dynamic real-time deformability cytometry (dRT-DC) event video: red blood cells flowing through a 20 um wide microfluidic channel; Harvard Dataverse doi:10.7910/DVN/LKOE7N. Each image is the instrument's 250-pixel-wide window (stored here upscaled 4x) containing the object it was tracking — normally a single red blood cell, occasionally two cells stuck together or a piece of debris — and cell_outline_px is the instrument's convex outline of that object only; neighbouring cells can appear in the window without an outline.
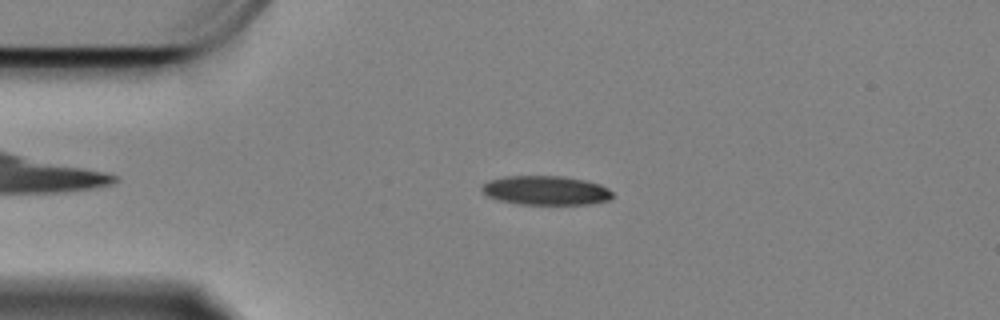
{"species": "Egyptian fruit bat (a non-hibernating species)", "species_latin": "Rousettus aegyptiacus", "temperature_condition": "cold", "stored_images_in_passage": 52, "camera_frame_rate_fps": 3000, "um_per_image_px": 0.085, "animal": {"sex": "female"}, "frame": {"image": 1, "passage_image": 13, "time_ms": 4.0, "image_size_px": [1000, 320], "cell_outline_px": [[612, 196], [608, 200], [588, 204], [520, 204], [500, 200], [488, 196], [480, 188], [488, 180], [504, 176], [564, 176], [584, 180], [600, 184], [608, 188], [612, 192]], "centroid_in_image_um": [46.39, 16.17], "position_along_channel_um": 38.6, "area_um2": 22.08}}
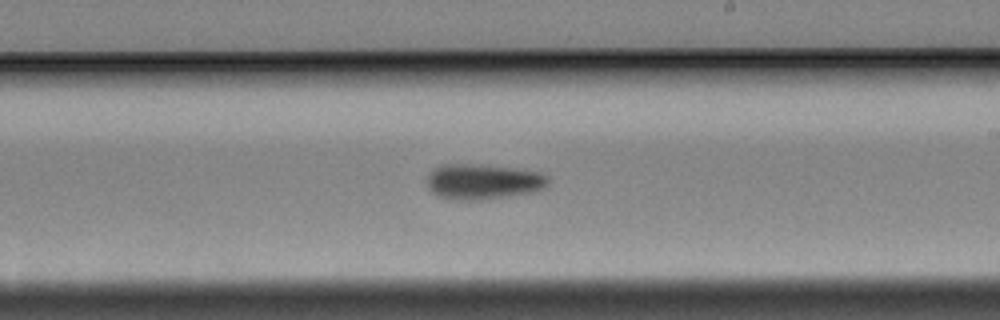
{"frame": {"image": 2, "passage_image": 34, "time_ms": 11.0, "image_size_px": [1000, 320], "cell_outline_px": [[548, 180], [544, 188], [536, 192], [480, 200], [452, 200], [436, 196], [428, 188], [428, 172], [444, 164], [468, 164], [508, 168], [540, 172], [548, 176]], "centroid_in_image_um": [41.03, 15.46], "position_along_channel_um": 248.0, "area_um2": 24.85}}
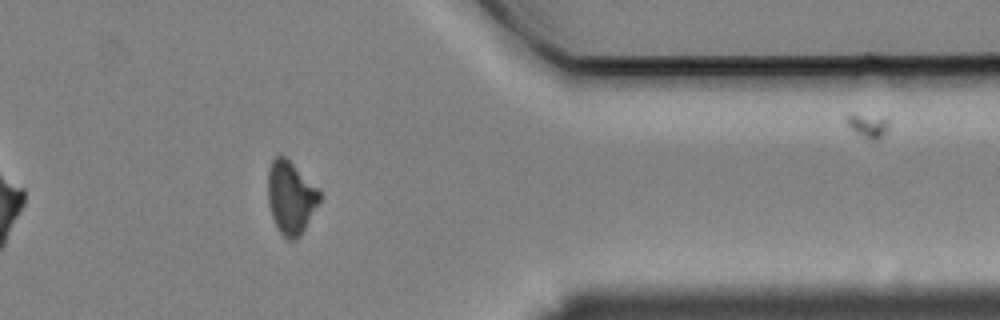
{"frame": {"image": 3, "passage_image": 48, "time_ms": 15.667, "image_size_px": [1000, 320], "cell_outline_px": [[320, 200], [300, 236], [296, 240], [288, 240], [276, 228], [268, 204], [268, 172], [272, 160], [280, 152], [320, 188]], "centroid_in_image_um": [24.71, 16.77], "position_along_channel_um": 386.7, "area_um2": 22.08}, "authors_computed_cell_mechanics": {"area_um2": 23.0333, "velocity_mm_per_s": 3.3381, "shape_relaxation_time_tau1_ms": 5.1131, "shape_relaxation_time_tau2_ms": null, "deformation_change_tau1": 0.1238, "deformation_change_tau2": null}}